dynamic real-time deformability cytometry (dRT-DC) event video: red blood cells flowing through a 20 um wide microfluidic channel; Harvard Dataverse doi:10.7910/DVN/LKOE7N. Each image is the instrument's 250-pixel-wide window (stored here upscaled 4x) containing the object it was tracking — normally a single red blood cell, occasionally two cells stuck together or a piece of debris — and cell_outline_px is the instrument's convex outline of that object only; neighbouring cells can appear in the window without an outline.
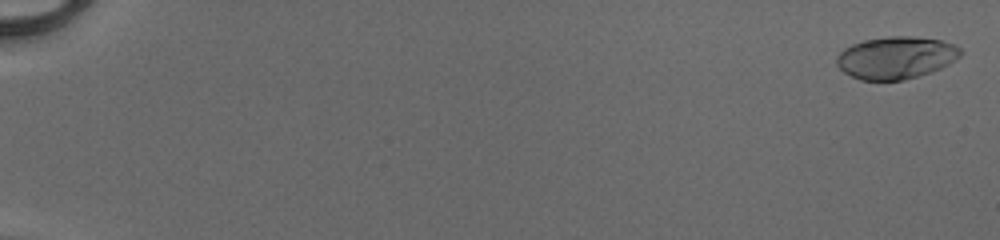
{"species": "human", "species_latin": "Homo sapiens", "temperature_condition": "cold", "stored_images_in_passage": 53, "camera_frame_rate_fps": 3000, "um_per_image_px": 0.085, "donor": {"sex": "male"}, "frame": {"image": 1, "passage_image": 2, "time_ms": 0.333, "image_size_px": [1000, 240], "cell_outline_px": [[964, 52], [956, 60], [932, 72], [904, 80], [860, 80], [844, 72], [836, 64], [836, 56], [844, 48], [852, 44], [864, 40], [888, 36], [912, 36], [944, 40], [956, 44]], "centroid_in_image_um": [76.19, 4.89], "position_along_channel_um": 8.8, "area_um2": 30.87}}
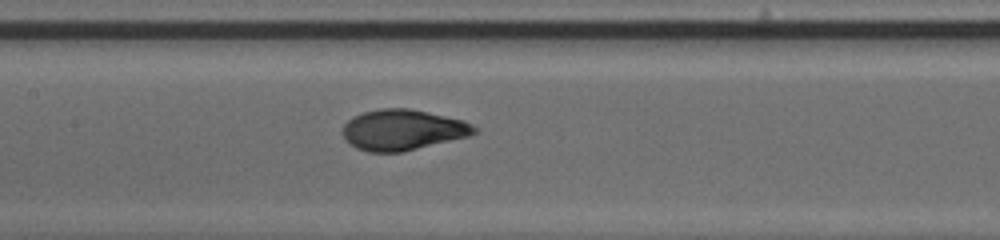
{"frame": {"image": 2, "passage_image": 29, "time_ms": 9.333, "image_size_px": [1000, 240], "cell_outline_px": [[480, 132], [472, 136], [400, 152], [368, 152], [356, 148], [344, 140], [340, 132], [340, 128], [352, 116], [364, 112], [380, 108], [408, 108], [464, 120], [480, 128]], "centroid_in_image_um": [34.23, 11.04], "position_along_channel_um": 173.2, "area_um2": 31.73}}
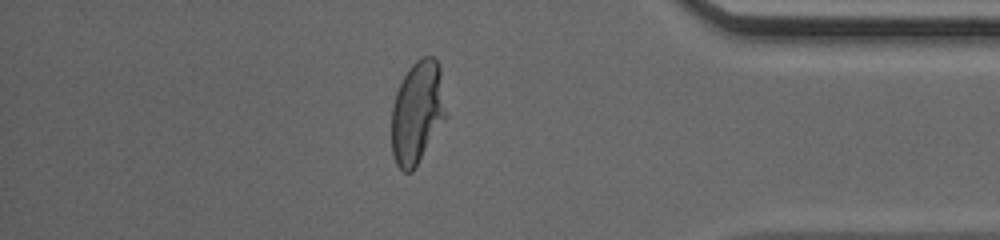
{"frame": {"image": 3, "passage_image": 47, "time_ms": 15.333, "image_size_px": [1000, 240], "cell_outline_px": [[448, 116], [416, 168], [412, 172], [404, 172], [396, 164], [392, 152], [392, 104], [396, 92], [408, 68], [416, 60], [424, 56], [432, 56], [440, 64]], "centroid_in_image_um": [35.5, 9.56], "position_along_channel_um": 399.7, "area_um2": 33.23}, "authors_computed_cell_mechanics": {"area_um2": 31.212, "velocity_mm_per_s": 4.1366, "shape_relaxation_time_tau1_ms": 4.5229, "shape_relaxation_time_tau2_ms": null, "deformation_change_tau1": 0.2227, "deformation_change_tau2": null}}